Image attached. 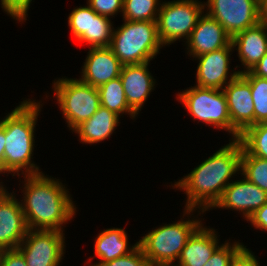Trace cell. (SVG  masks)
<instances>
[{
  "instance_id": "cell-3",
  "label": "cell",
  "mask_w": 267,
  "mask_h": 266,
  "mask_svg": "<svg viewBox=\"0 0 267 266\" xmlns=\"http://www.w3.org/2000/svg\"><path fill=\"white\" fill-rule=\"evenodd\" d=\"M26 99L5 116L4 175L19 177L43 173L33 159L35 128L41 101ZM24 169V170H23Z\"/></svg>"
},
{
  "instance_id": "cell-24",
  "label": "cell",
  "mask_w": 267,
  "mask_h": 266,
  "mask_svg": "<svg viewBox=\"0 0 267 266\" xmlns=\"http://www.w3.org/2000/svg\"><path fill=\"white\" fill-rule=\"evenodd\" d=\"M159 0H124L123 20L157 22L162 2Z\"/></svg>"
},
{
  "instance_id": "cell-25",
  "label": "cell",
  "mask_w": 267,
  "mask_h": 266,
  "mask_svg": "<svg viewBox=\"0 0 267 266\" xmlns=\"http://www.w3.org/2000/svg\"><path fill=\"white\" fill-rule=\"evenodd\" d=\"M240 75L250 84L254 103V124L267 122V78L255 76L250 71Z\"/></svg>"
},
{
  "instance_id": "cell-4",
  "label": "cell",
  "mask_w": 267,
  "mask_h": 266,
  "mask_svg": "<svg viewBox=\"0 0 267 266\" xmlns=\"http://www.w3.org/2000/svg\"><path fill=\"white\" fill-rule=\"evenodd\" d=\"M163 46L157 22L124 20L120 27L113 30L109 47L124 66L150 62Z\"/></svg>"
},
{
  "instance_id": "cell-19",
  "label": "cell",
  "mask_w": 267,
  "mask_h": 266,
  "mask_svg": "<svg viewBox=\"0 0 267 266\" xmlns=\"http://www.w3.org/2000/svg\"><path fill=\"white\" fill-rule=\"evenodd\" d=\"M216 232L202 223L189 237L174 266H204L220 246Z\"/></svg>"
},
{
  "instance_id": "cell-1",
  "label": "cell",
  "mask_w": 267,
  "mask_h": 266,
  "mask_svg": "<svg viewBox=\"0 0 267 266\" xmlns=\"http://www.w3.org/2000/svg\"><path fill=\"white\" fill-rule=\"evenodd\" d=\"M242 150L238 139H230L228 144L173 184L174 189L185 191L184 194L187 195L183 218L186 214L193 215L191 213L197 208L202 215L211 210L233 180L230 178L241 173Z\"/></svg>"
},
{
  "instance_id": "cell-30",
  "label": "cell",
  "mask_w": 267,
  "mask_h": 266,
  "mask_svg": "<svg viewBox=\"0 0 267 266\" xmlns=\"http://www.w3.org/2000/svg\"><path fill=\"white\" fill-rule=\"evenodd\" d=\"M1 8L18 22H26L32 0H0Z\"/></svg>"
},
{
  "instance_id": "cell-23",
  "label": "cell",
  "mask_w": 267,
  "mask_h": 266,
  "mask_svg": "<svg viewBox=\"0 0 267 266\" xmlns=\"http://www.w3.org/2000/svg\"><path fill=\"white\" fill-rule=\"evenodd\" d=\"M238 140L247 154L267 159V122L249 126Z\"/></svg>"
},
{
  "instance_id": "cell-7",
  "label": "cell",
  "mask_w": 267,
  "mask_h": 266,
  "mask_svg": "<svg viewBox=\"0 0 267 266\" xmlns=\"http://www.w3.org/2000/svg\"><path fill=\"white\" fill-rule=\"evenodd\" d=\"M177 96L176 99L195 120L219 130L224 129L231 135L228 104L222 89L202 88L195 85L178 92Z\"/></svg>"
},
{
  "instance_id": "cell-13",
  "label": "cell",
  "mask_w": 267,
  "mask_h": 266,
  "mask_svg": "<svg viewBox=\"0 0 267 266\" xmlns=\"http://www.w3.org/2000/svg\"><path fill=\"white\" fill-rule=\"evenodd\" d=\"M231 120V139H239L240 134L254 125V103L250 84L239 74L223 89Z\"/></svg>"
},
{
  "instance_id": "cell-33",
  "label": "cell",
  "mask_w": 267,
  "mask_h": 266,
  "mask_svg": "<svg viewBox=\"0 0 267 266\" xmlns=\"http://www.w3.org/2000/svg\"><path fill=\"white\" fill-rule=\"evenodd\" d=\"M0 266H27V264L18 249H9L0 251Z\"/></svg>"
},
{
  "instance_id": "cell-5",
  "label": "cell",
  "mask_w": 267,
  "mask_h": 266,
  "mask_svg": "<svg viewBox=\"0 0 267 266\" xmlns=\"http://www.w3.org/2000/svg\"><path fill=\"white\" fill-rule=\"evenodd\" d=\"M188 219V220H187ZM202 224V220L188 218L165 224L141 237L142 248L150 266H174L189 237ZM175 261V262H174Z\"/></svg>"
},
{
  "instance_id": "cell-10",
  "label": "cell",
  "mask_w": 267,
  "mask_h": 266,
  "mask_svg": "<svg viewBox=\"0 0 267 266\" xmlns=\"http://www.w3.org/2000/svg\"><path fill=\"white\" fill-rule=\"evenodd\" d=\"M204 6L231 38L260 22L258 0H207Z\"/></svg>"
},
{
  "instance_id": "cell-16",
  "label": "cell",
  "mask_w": 267,
  "mask_h": 266,
  "mask_svg": "<svg viewBox=\"0 0 267 266\" xmlns=\"http://www.w3.org/2000/svg\"><path fill=\"white\" fill-rule=\"evenodd\" d=\"M88 49L79 80L98 88L120 76L123 65L109 46Z\"/></svg>"
},
{
  "instance_id": "cell-35",
  "label": "cell",
  "mask_w": 267,
  "mask_h": 266,
  "mask_svg": "<svg viewBox=\"0 0 267 266\" xmlns=\"http://www.w3.org/2000/svg\"><path fill=\"white\" fill-rule=\"evenodd\" d=\"M255 229L267 231V203L256 210L248 220Z\"/></svg>"
},
{
  "instance_id": "cell-27",
  "label": "cell",
  "mask_w": 267,
  "mask_h": 266,
  "mask_svg": "<svg viewBox=\"0 0 267 266\" xmlns=\"http://www.w3.org/2000/svg\"><path fill=\"white\" fill-rule=\"evenodd\" d=\"M240 174L267 192V159L255 157L242 150Z\"/></svg>"
},
{
  "instance_id": "cell-22",
  "label": "cell",
  "mask_w": 267,
  "mask_h": 266,
  "mask_svg": "<svg viewBox=\"0 0 267 266\" xmlns=\"http://www.w3.org/2000/svg\"><path fill=\"white\" fill-rule=\"evenodd\" d=\"M97 89L101 106L120 116V118L124 113L129 115L131 119L136 118L137 114L127 103L120 77L110 80Z\"/></svg>"
},
{
  "instance_id": "cell-6",
  "label": "cell",
  "mask_w": 267,
  "mask_h": 266,
  "mask_svg": "<svg viewBox=\"0 0 267 266\" xmlns=\"http://www.w3.org/2000/svg\"><path fill=\"white\" fill-rule=\"evenodd\" d=\"M52 85L56 102L72 131L101 106L98 89L77 78H58Z\"/></svg>"
},
{
  "instance_id": "cell-12",
  "label": "cell",
  "mask_w": 267,
  "mask_h": 266,
  "mask_svg": "<svg viewBox=\"0 0 267 266\" xmlns=\"http://www.w3.org/2000/svg\"><path fill=\"white\" fill-rule=\"evenodd\" d=\"M234 51L230 42L226 47L194 57L198 60L196 70V86L202 88L223 89L240 73H230V57ZM230 77V78H229Z\"/></svg>"
},
{
  "instance_id": "cell-32",
  "label": "cell",
  "mask_w": 267,
  "mask_h": 266,
  "mask_svg": "<svg viewBox=\"0 0 267 266\" xmlns=\"http://www.w3.org/2000/svg\"><path fill=\"white\" fill-rule=\"evenodd\" d=\"M100 266H150L142 248L138 247L130 254L105 262Z\"/></svg>"
},
{
  "instance_id": "cell-11",
  "label": "cell",
  "mask_w": 267,
  "mask_h": 266,
  "mask_svg": "<svg viewBox=\"0 0 267 266\" xmlns=\"http://www.w3.org/2000/svg\"><path fill=\"white\" fill-rule=\"evenodd\" d=\"M0 182V251L17 249L28 232L21 202Z\"/></svg>"
},
{
  "instance_id": "cell-8",
  "label": "cell",
  "mask_w": 267,
  "mask_h": 266,
  "mask_svg": "<svg viewBox=\"0 0 267 266\" xmlns=\"http://www.w3.org/2000/svg\"><path fill=\"white\" fill-rule=\"evenodd\" d=\"M199 0H172L162 2L157 17L158 36L161 43L169 46L178 40H187L205 11Z\"/></svg>"
},
{
  "instance_id": "cell-17",
  "label": "cell",
  "mask_w": 267,
  "mask_h": 266,
  "mask_svg": "<svg viewBox=\"0 0 267 266\" xmlns=\"http://www.w3.org/2000/svg\"><path fill=\"white\" fill-rule=\"evenodd\" d=\"M150 62L122 66L120 79L129 107L138 115L156 81L149 71Z\"/></svg>"
},
{
  "instance_id": "cell-26",
  "label": "cell",
  "mask_w": 267,
  "mask_h": 266,
  "mask_svg": "<svg viewBox=\"0 0 267 266\" xmlns=\"http://www.w3.org/2000/svg\"><path fill=\"white\" fill-rule=\"evenodd\" d=\"M91 17H95V11L87 4V6H80L72 9L68 16V26L73 37L90 46V25Z\"/></svg>"
},
{
  "instance_id": "cell-38",
  "label": "cell",
  "mask_w": 267,
  "mask_h": 266,
  "mask_svg": "<svg viewBox=\"0 0 267 266\" xmlns=\"http://www.w3.org/2000/svg\"><path fill=\"white\" fill-rule=\"evenodd\" d=\"M259 21L267 25V0H258Z\"/></svg>"
},
{
  "instance_id": "cell-9",
  "label": "cell",
  "mask_w": 267,
  "mask_h": 266,
  "mask_svg": "<svg viewBox=\"0 0 267 266\" xmlns=\"http://www.w3.org/2000/svg\"><path fill=\"white\" fill-rule=\"evenodd\" d=\"M65 236L58 230H28L17 247L27 266H60L65 254Z\"/></svg>"
},
{
  "instance_id": "cell-34",
  "label": "cell",
  "mask_w": 267,
  "mask_h": 266,
  "mask_svg": "<svg viewBox=\"0 0 267 266\" xmlns=\"http://www.w3.org/2000/svg\"><path fill=\"white\" fill-rule=\"evenodd\" d=\"M247 246H243L234 257L231 266H260L254 253Z\"/></svg>"
},
{
  "instance_id": "cell-14",
  "label": "cell",
  "mask_w": 267,
  "mask_h": 266,
  "mask_svg": "<svg viewBox=\"0 0 267 266\" xmlns=\"http://www.w3.org/2000/svg\"><path fill=\"white\" fill-rule=\"evenodd\" d=\"M240 180L231 181L222 196L211 209H232L242 213L245 220L265 203L267 192L253 184L241 174Z\"/></svg>"
},
{
  "instance_id": "cell-31",
  "label": "cell",
  "mask_w": 267,
  "mask_h": 266,
  "mask_svg": "<svg viewBox=\"0 0 267 266\" xmlns=\"http://www.w3.org/2000/svg\"><path fill=\"white\" fill-rule=\"evenodd\" d=\"M87 4L99 15L113 18L123 12L124 0H87Z\"/></svg>"
},
{
  "instance_id": "cell-29",
  "label": "cell",
  "mask_w": 267,
  "mask_h": 266,
  "mask_svg": "<svg viewBox=\"0 0 267 266\" xmlns=\"http://www.w3.org/2000/svg\"><path fill=\"white\" fill-rule=\"evenodd\" d=\"M243 246L244 244L240 242L225 241L224 244H220L204 266H231L234 257Z\"/></svg>"
},
{
  "instance_id": "cell-37",
  "label": "cell",
  "mask_w": 267,
  "mask_h": 266,
  "mask_svg": "<svg viewBox=\"0 0 267 266\" xmlns=\"http://www.w3.org/2000/svg\"><path fill=\"white\" fill-rule=\"evenodd\" d=\"M250 72L259 77L267 78V53L265 56L250 70Z\"/></svg>"
},
{
  "instance_id": "cell-28",
  "label": "cell",
  "mask_w": 267,
  "mask_h": 266,
  "mask_svg": "<svg viewBox=\"0 0 267 266\" xmlns=\"http://www.w3.org/2000/svg\"><path fill=\"white\" fill-rule=\"evenodd\" d=\"M111 22V18L95 12V17H91L90 48L110 46L114 30Z\"/></svg>"
},
{
  "instance_id": "cell-18",
  "label": "cell",
  "mask_w": 267,
  "mask_h": 266,
  "mask_svg": "<svg viewBox=\"0 0 267 266\" xmlns=\"http://www.w3.org/2000/svg\"><path fill=\"white\" fill-rule=\"evenodd\" d=\"M233 49L237 50L242 72L250 71L267 53V25L257 23L231 38Z\"/></svg>"
},
{
  "instance_id": "cell-21",
  "label": "cell",
  "mask_w": 267,
  "mask_h": 266,
  "mask_svg": "<svg viewBox=\"0 0 267 266\" xmlns=\"http://www.w3.org/2000/svg\"><path fill=\"white\" fill-rule=\"evenodd\" d=\"M120 117L107 108L100 106L94 115L78 125L73 132L78 134L84 144H95L109 138L119 126Z\"/></svg>"
},
{
  "instance_id": "cell-2",
  "label": "cell",
  "mask_w": 267,
  "mask_h": 266,
  "mask_svg": "<svg viewBox=\"0 0 267 266\" xmlns=\"http://www.w3.org/2000/svg\"><path fill=\"white\" fill-rule=\"evenodd\" d=\"M43 173L24 175L21 200L28 229L58 230L76 215L69 189L56 178Z\"/></svg>"
},
{
  "instance_id": "cell-36",
  "label": "cell",
  "mask_w": 267,
  "mask_h": 266,
  "mask_svg": "<svg viewBox=\"0 0 267 266\" xmlns=\"http://www.w3.org/2000/svg\"><path fill=\"white\" fill-rule=\"evenodd\" d=\"M5 117L0 120V174H4Z\"/></svg>"
},
{
  "instance_id": "cell-20",
  "label": "cell",
  "mask_w": 267,
  "mask_h": 266,
  "mask_svg": "<svg viewBox=\"0 0 267 266\" xmlns=\"http://www.w3.org/2000/svg\"><path fill=\"white\" fill-rule=\"evenodd\" d=\"M95 239L94 253L100 261L94 264L90 263L89 266H100L105 262L128 255L139 245V241H137L134 245L129 246V238L124 228H107L100 232Z\"/></svg>"
},
{
  "instance_id": "cell-15",
  "label": "cell",
  "mask_w": 267,
  "mask_h": 266,
  "mask_svg": "<svg viewBox=\"0 0 267 266\" xmlns=\"http://www.w3.org/2000/svg\"><path fill=\"white\" fill-rule=\"evenodd\" d=\"M184 42H186L187 54L194 60V57L226 47L231 42V37L224 27L205 11V14L203 12L199 17L189 38Z\"/></svg>"
}]
</instances>
